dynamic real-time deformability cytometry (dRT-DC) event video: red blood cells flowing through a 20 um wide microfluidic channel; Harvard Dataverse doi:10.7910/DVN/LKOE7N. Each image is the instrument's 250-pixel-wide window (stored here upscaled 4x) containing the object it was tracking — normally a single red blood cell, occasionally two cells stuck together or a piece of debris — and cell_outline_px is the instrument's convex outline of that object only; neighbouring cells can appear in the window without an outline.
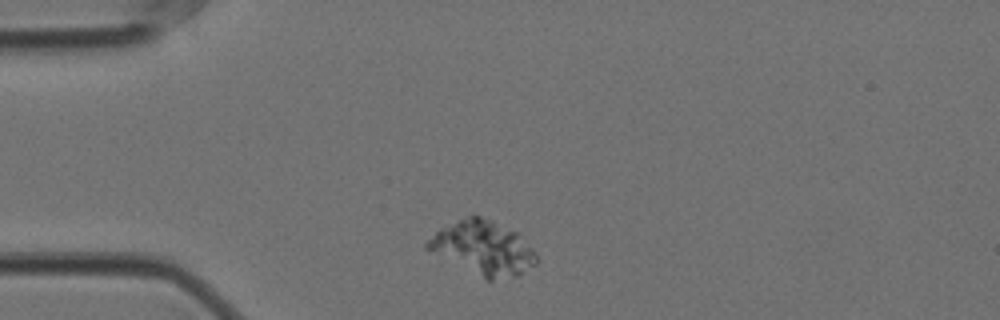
{"species": "Egyptian fruit bat (a non-hibernating species)", "species_latin": "Rousettus aegyptiacus", "temperature_condition": "cold", "stored_images_in_passage": 48, "camera_frame_rate_fps": 3000, "um_per_image_px": 0.085, "animal": {"sex": "female"}, "frame": {"image": 1, "passage_image": 3, "time_ms": 0.667, "image_size_px": [1000, 320], "cell_outline_px": [[536, 264], [516, 276], [492, 280], [488, 280], [428, 252], [424, 248], [424, 244], [440, 228], [472, 212], [492, 220], [516, 232], [532, 248], [536, 256]], "centroid_in_image_um": [41.0, 21.05], "position_along_channel_um": 44.0, "area_um2": 34.28}}
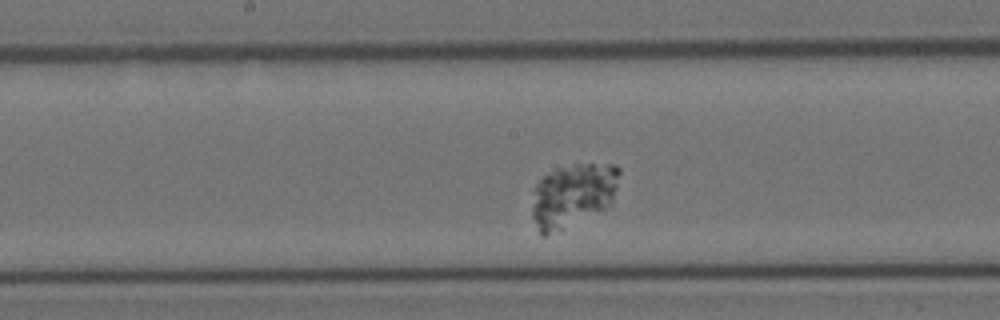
{"frame": {"image": 2, "passage_image": 19, "time_ms": 6.0, "image_size_px": [1000, 320], "cell_outline_px": [[620, 172], [616, 188], [612, 200], [600, 212], [544, 236], [540, 236], [532, 216], [532, 188], [544, 176], [556, 168], [576, 164], [616, 164], [620, 168]], "centroid_in_image_um": [48.66, 16.57], "position_along_channel_um": 199.5, "area_um2": 32.31}}
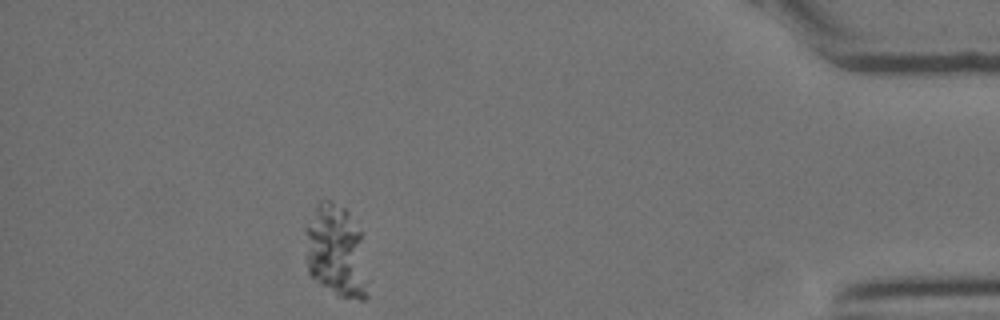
{"frame": {"image": 3, "passage_image": 42, "time_ms": 13.667, "image_size_px": [1000, 320], "cell_outline_px": [[368, 296], [364, 300], [360, 300], [336, 296], [312, 276], [308, 272], [304, 232], [304, 228], [316, 204], [320, 200], [332, 200], [344, 208], [348, 212], [364, 232]], "centroid_in_image_um": [28.6, 21.33], "position_along_channel_um": 406.6, "area_um2": 34.8}}